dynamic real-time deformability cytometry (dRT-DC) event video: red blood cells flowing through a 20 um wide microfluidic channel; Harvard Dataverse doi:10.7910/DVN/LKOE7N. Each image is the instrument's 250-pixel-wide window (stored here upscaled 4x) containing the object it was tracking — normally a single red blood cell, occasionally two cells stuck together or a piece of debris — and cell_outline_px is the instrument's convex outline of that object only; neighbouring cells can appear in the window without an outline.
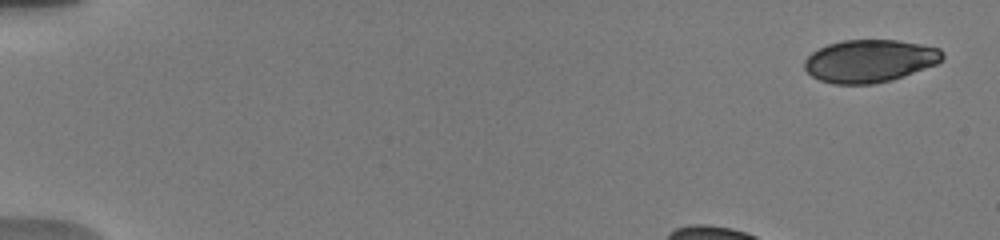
{"species": "human", "species_latin": "Homo sapiens", "temperature_condition": "warm", "stored_images_in_passage": 80, "camera_frame_rate_fps": 3000, "um_per_image_px": 0.085, "donor": {"sex": "male"}, "frame": {"image": 1, "passage_image": 2, "time_ms": 0.333, "image_size_px": [1000, 240], "cell_outline_px": [[944, 60], [936, 64], [904, 76], [892, 80], [872, 84], [832, 84], [820, 80], [812, 76], [804, 68], [804, 60], [812, 52], [828, 44], [844, 40], [896, 40], [920, 44], [940, 48], [944, 52]], "centroid_in_image_um": [73.94, 5.18], "position_along_channel_um": 11.1, "area_um2": 34.39}}
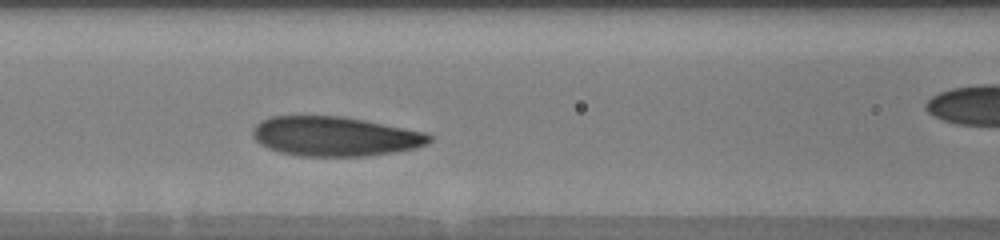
{"frame": {"image": 2, "passage_image": 43, "time_ms": 6.667, "image_size_px": [1000, 240], "cell_outline_px": [[432, 140], [428, 144], [416, 148], [392, 152], [364, 156], [300, 156], [280, 152], [268, 148], [260, 144], [252, 136], [252, 128], [260, 120], [272, 116], [344, 116], [428, 132], [432, 136]], "centroid_in_image_um": [28.48, 11.58], "position_along_channel_um": 138.1, "area_um2": 40.98}}
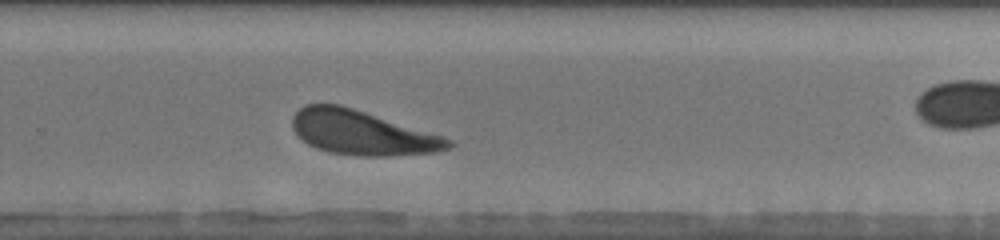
{"frame": {"image": 3, "passage_image": 69, "time_ms": 11.0, "image_size_px": [1000, 240], "cell_outline_px": [[456, 144], [452, 148], [440, 152], [392, 156], [356, 156], [328, 152], [316, 148], [300, 140], [296, 136], [292, 128], [292, 116], [304, 104], [340, 104], [444, 136], [452, 140]], "centroid_in_image_um": [30.79, 11.3], "position_along_channel_um": 299.0, "area_um2": 40.98}}